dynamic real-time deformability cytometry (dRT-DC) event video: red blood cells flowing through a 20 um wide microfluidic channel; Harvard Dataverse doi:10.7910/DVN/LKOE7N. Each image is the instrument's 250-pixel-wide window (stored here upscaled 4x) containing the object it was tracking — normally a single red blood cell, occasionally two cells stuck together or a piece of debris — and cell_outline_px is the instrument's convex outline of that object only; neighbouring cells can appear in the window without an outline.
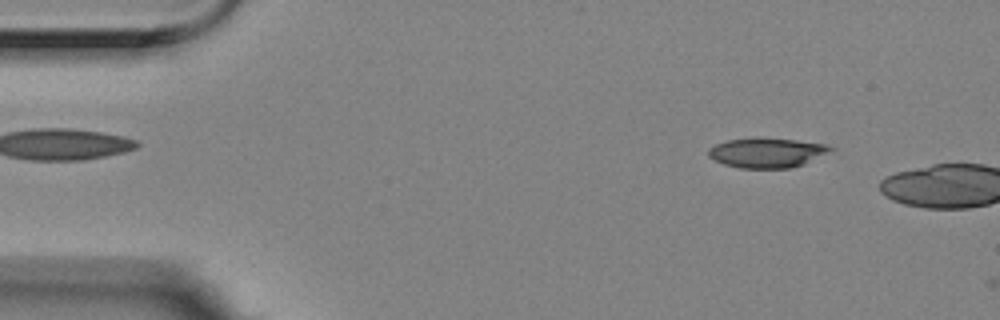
{"species": "Egyptian fruit bat (a non-hibernating species)", "species_latin": "Rousettus aegyptiacus", "temperature_condition": "room temperature", "stored_images_in_passage": 2, "camera_frame_rate_fps": 3000, "um_per_image_px": 0.085, "animal": {"sex": "female"}, "frame": {"image": 1, "passage_image": 1, "time_ms": 0.0, "image_size_px": [1000, 320], "cell_outline_px": [[836, 148], [804, 164], [792, 168], [740, 168], [724, 164], [708, 156], [708, 148], [716, 144], [728, 140], [796, 140], [824, 144]], "centroid_in_image_um": [65.19, 13.02], "position_along_channel_um": 19.8, "area_um2": 20.35}}